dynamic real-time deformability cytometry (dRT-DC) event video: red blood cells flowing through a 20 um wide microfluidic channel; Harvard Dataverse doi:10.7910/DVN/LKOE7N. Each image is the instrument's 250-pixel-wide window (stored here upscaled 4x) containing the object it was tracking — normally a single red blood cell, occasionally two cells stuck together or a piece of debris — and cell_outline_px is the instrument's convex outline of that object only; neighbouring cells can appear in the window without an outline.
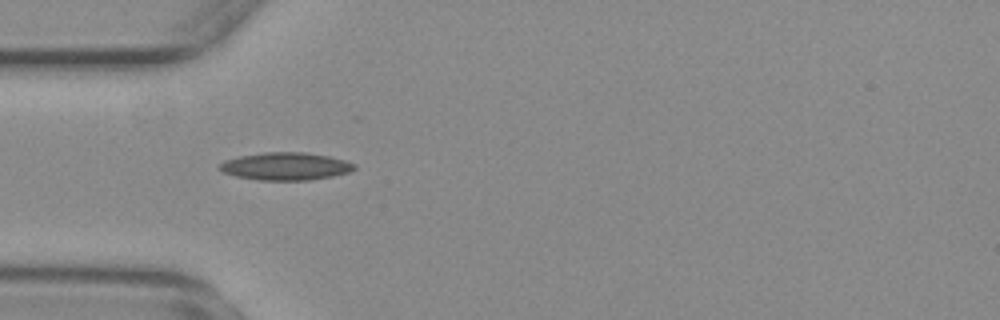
{"species": "common noctule bat (a hibernating species)", "species_latin": "Nyctalus noctula", "temperature_condition": "warm", "stored_images_in_passage": 46, "camera_frame_rate_fps": 3000, "um_per_image_px": 0.085, "animal": {"sex": "female", "body_mass_g": 29.2, "forearm_length_mm": 56.3}, "frame": {"image": 1, "passage_image": 7, "time_ms": 2.0, "image_size_px": [1000, 320], "cell_outline_px": [[356, 168], [348, 172], [332, 176], [308, 180], [260, 180], [236, 176], [224, 172], [220, 168], [220, 164], [224, 160], [240, 156], [264, 152], [304, 152], [328, 156], [344, 160], [356, 164]], "centroid_in_image_um": [24.29, 14.13], "position_along_channel_um": 60.7, "area_um2": 21.5}}
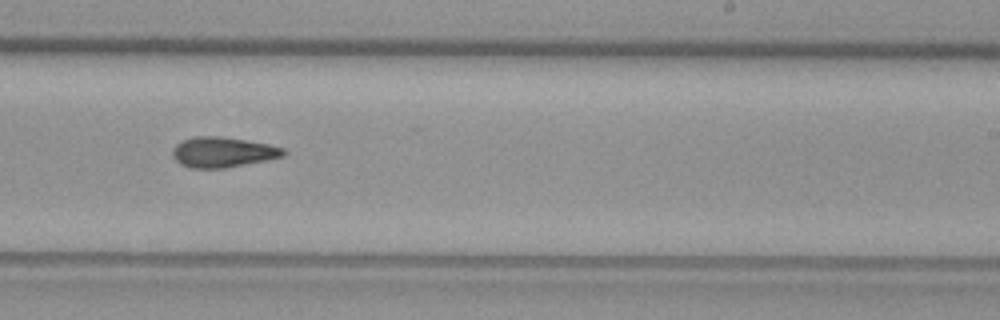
{"frame": {"image": 2, "passage_image": 24, "time_ms": 7.667, "image_size_px": [1000, 320], "cell_outline_px": [[288, 152], [284, 156], [268, 160], [224, 168], [192, 168], [180, 164], [172, 156], [172, 148], [176, 144], [184, 140], [196, 136], [220, 136], [268, 144], [284, 148]], "centroid_in_image_um": [18.95, 12.94], "position_along_channel_um": 270.1, "area_um2": 19.59}}
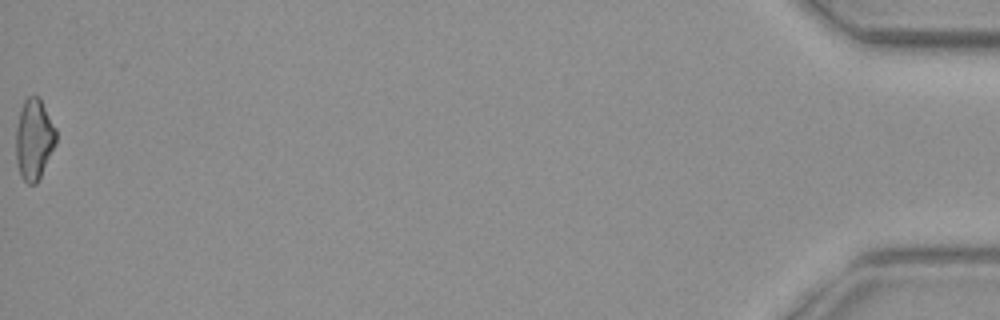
{"frame": {"image": 3, "passage_image": 46, "time_ms": 15.0, "image_size_px": [1000, 320], "cell_outline_px": [[56, 144], [36, 184], [28, 184], [20, 176], [16, 164], [16, 128], [20, 108], [24, 100], [28, 96], [40, 96], [56, 128]], "centroid_in_image_um": [2.88, 11.81], "position_along_channel_um": 432.3, "area_um2": 19.13}, "authors_computed_cell_mechanics": {"area_um2": 19.2185, "velocity_mm_per_s": 3.7234, "shape_relaxation_time_tau1_ms": null, "shape_relaxation_time_tau2_ms": 5.3731, "deformation_change_tau1": null, "deformation_change_tau2": 0.1461}}